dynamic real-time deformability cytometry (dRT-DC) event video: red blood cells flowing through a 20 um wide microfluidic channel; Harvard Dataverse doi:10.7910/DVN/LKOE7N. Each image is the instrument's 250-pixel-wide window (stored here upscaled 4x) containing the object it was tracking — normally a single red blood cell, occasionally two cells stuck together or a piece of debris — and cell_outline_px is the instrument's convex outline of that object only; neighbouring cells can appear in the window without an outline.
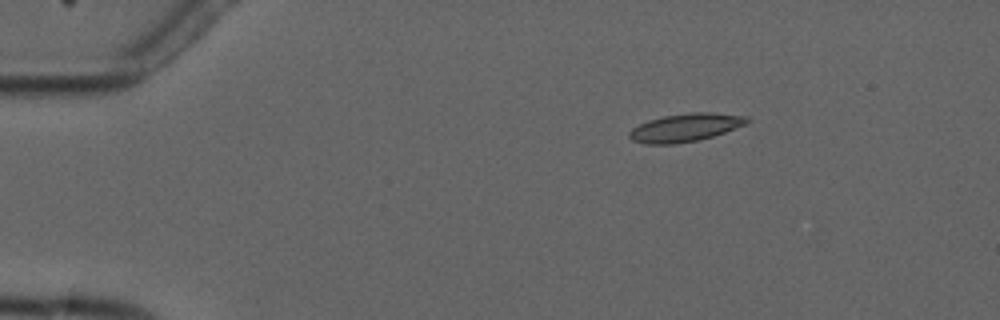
{"species": "common noctule bat (a hibernating species)", "species_latin": "Nyctalus noctula", "temperature_condition": "cold", "stored_images_in_passage": 3, "camera_frame_rate_fps": 3000, "um_per_image_px": 0.085, "animal": {"sex": "male", "forearm_length_mm": 52.5}, "frame": {"image": 1, "passage_image": 1, "time_ms": 0.0, "image_size_px": [1000, 320], "cell_outline_px": [[752, 120], [748, 124], [712, 136], [696, 140], [676, 144], [644, 144], [632, 140], [628, 136], [628, 132], [632, 128], [648, 120], [664, 116], [692, 112], [712, 112], [748, 116]], "centroid_in_image_um": [58.28, 10.83], "position_along_channel_um": 26.7, "area_um2": 19.36}}